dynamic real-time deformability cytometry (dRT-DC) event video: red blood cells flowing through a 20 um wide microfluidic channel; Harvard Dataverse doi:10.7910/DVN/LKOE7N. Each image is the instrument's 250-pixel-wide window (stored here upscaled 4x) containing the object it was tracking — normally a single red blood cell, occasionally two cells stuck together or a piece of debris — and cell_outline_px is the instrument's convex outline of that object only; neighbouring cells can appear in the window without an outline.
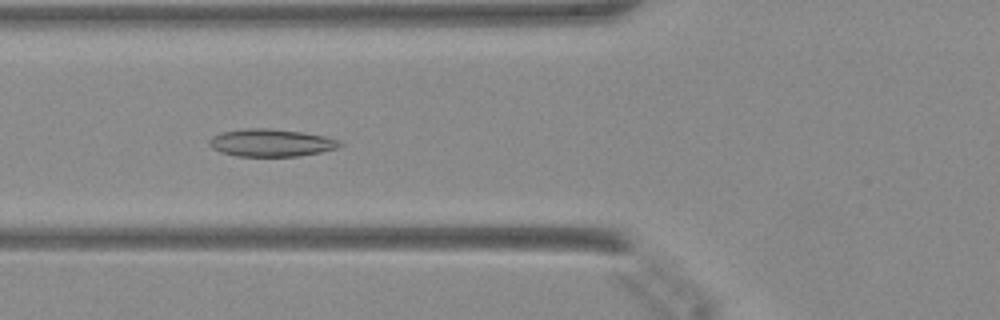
{"species": "Egyptian fruit bat (a non-hibernating species)", "species_latin": "Rousettus aegyptiacus", "temperature_condition": "warm", "stored_images_in_passage": 48, "camera_frame_rate_fps": 3000, "um_per_image_px": 0.085, "animal": {"sex": "female"}, "frame": {"image": 1, "passage_image": 18, "time_ms": 5.667, "image_size_px": [1000, 320], "cell_outline_px": [[344, 144], [336, 148], [320, 152], [300, 156], [236, 156], [220, 152], [212, 148], [208, 144], [208, 140], [212, 136], [220, 132], [248, 128], [268, 128], [304, 132], [324, 136], [340, 140]], "centroid_in_image_um": [23.02, 12.13], "position_along_channel_um": 102.8, "area_um2": 21.1}}
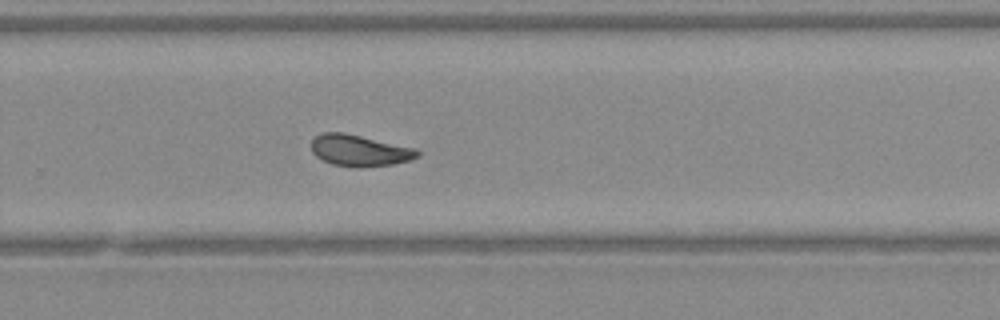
{"frame": {"image": 2, "passage_image": 32, "time_ms": 10.333, "image_size_px": [1000, 320], "cell_outline_px": [[420, 156], [408, 160], [392, 164], [360, 168], [356, 168], [332, 164], [316, 156], [312, 152], [312, 140], [316, 136], [324, 132], [344, 132], [416, 148], [420, 152]], "centroid_in_image_um": [30.57, 12.79], "position_along_channel_um": 299.2, "area_um2": 19.42}}
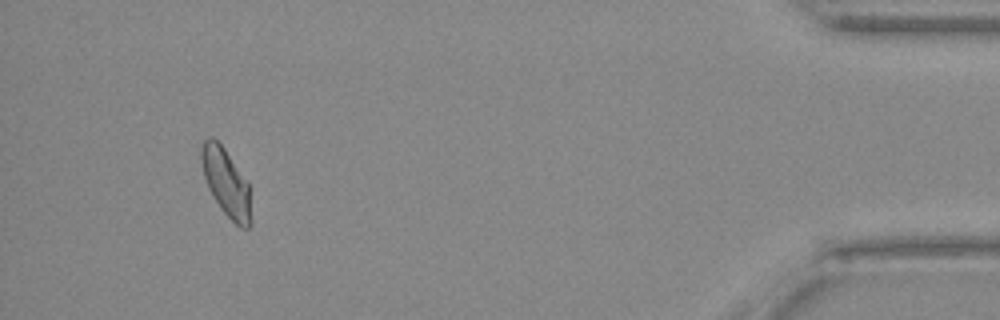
{"frame": {"image": 3, "passage_image": 45, "time_ms": 14.667, "image_size_px": [1000, 320], "cell_outline_px": [[252, 224], [248, 228], [240, 228], [220, 208], [208, 188], [204, 176], [200, 160], [200, 148], [204, 140], [208, 136], [212, 136], [224, 148], [248, 184], [252, 220]], "centroid_in_image_um": [19.2, 15.53], "position_along_channel_um": 416.0, "area_um2": 19.48}}